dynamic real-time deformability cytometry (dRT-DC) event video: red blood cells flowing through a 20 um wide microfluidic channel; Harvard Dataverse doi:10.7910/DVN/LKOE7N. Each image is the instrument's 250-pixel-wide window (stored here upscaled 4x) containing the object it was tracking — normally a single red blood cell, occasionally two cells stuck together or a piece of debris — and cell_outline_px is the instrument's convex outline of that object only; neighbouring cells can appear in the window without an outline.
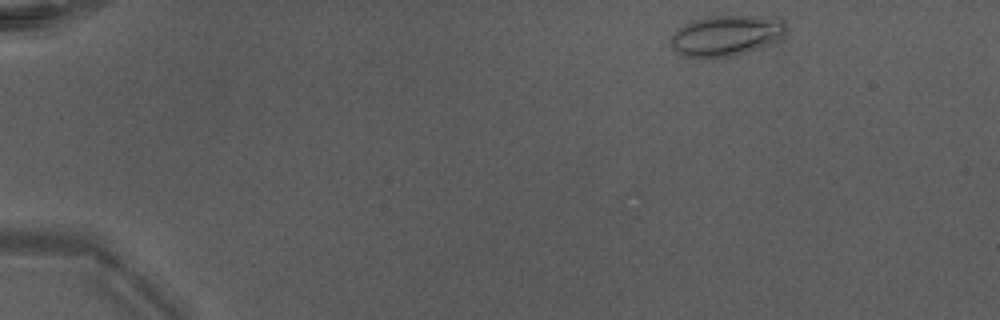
{"species": "Egyptian fruit bat (a non-hibernating species)", "species_latin": "Rousettus aegyptiacus", "temperature_condition": "warm", "stored_images_in_passage": 44, "camera_frame_rate_fps": 3000, "um_per_image_px": 0.085, "animal": {"sex": "male"}, "frame": {"image": 1, "passage_image": 2, "time_ms": 0.333, "image_size_px": [1000, 320], "cell_outline_px": [[788, 32], [780, 40], [744, 52], [728, 56], [684, 56], [676, 52], [672, 48], [672, 36], [684, 24], [696, 20], [712, 16], [752, 16], [784, 20], [788, 28]], "centroid_in_image_um": [61.79, 3.0], "position_along_channel_um": 23.2, "area_um2": 26.59}}
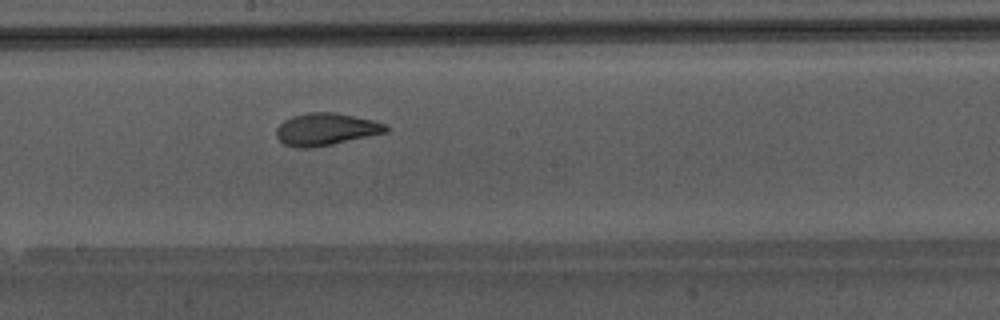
{"frame": {"image": 2, "passage_image": 24, "time_ms": 7.667, "image_size_px": [1000, 320], "cell_outline_px": [[388, 132], [332, 144], [308, 148], [300, 148], [284, 144], [276, 136], [276, 128], [284, 120], [292, 116], [312, 112], [332, 112], [372, 120], [388, 124]], "centroid_in_image_um": [27.7, 10.99], "position_along_channel_um": 220.5, "area_um2": 20.4}}
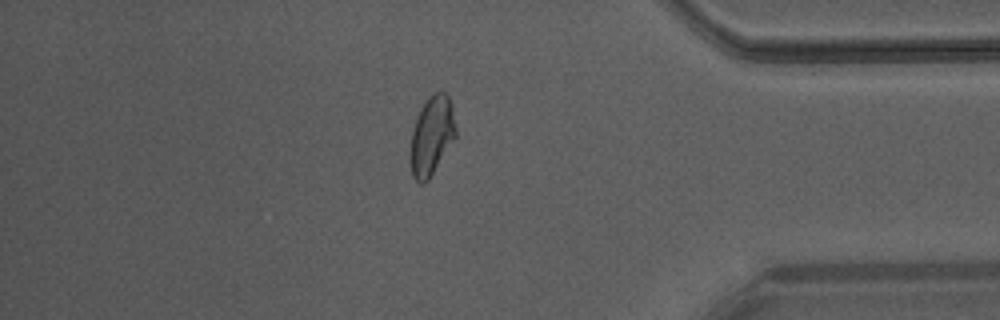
{"frame": {"image": 3, "passage_image": 38, "time_ms": 12.333, "image_size_px": [1000, 320], "cell_outline_px": [[456, 140], [428, 180], [424, 184], [420, 184], [412, 176], [412, 132], [420, 108], [428, 96], [436, 92], [444, 92], [448, 96], [452, 104], [456, 128]], "centroid_in_image_um": [36.75, 11.53], "position_along_channel_um": 398.5, "area_um2": 20.81}, "authors_computed_cell_mechanics": {"area_um2": 21.1837, "velocity_mm_per_s": 4.2937, "shape_relaxation_time_tau1_ms": 7.1312, "shape_relaxation_time_tau2_ms": 0.9647, "deformation_change_tau1": 0.2112, "deformation_change_tau2": 0.0573}}